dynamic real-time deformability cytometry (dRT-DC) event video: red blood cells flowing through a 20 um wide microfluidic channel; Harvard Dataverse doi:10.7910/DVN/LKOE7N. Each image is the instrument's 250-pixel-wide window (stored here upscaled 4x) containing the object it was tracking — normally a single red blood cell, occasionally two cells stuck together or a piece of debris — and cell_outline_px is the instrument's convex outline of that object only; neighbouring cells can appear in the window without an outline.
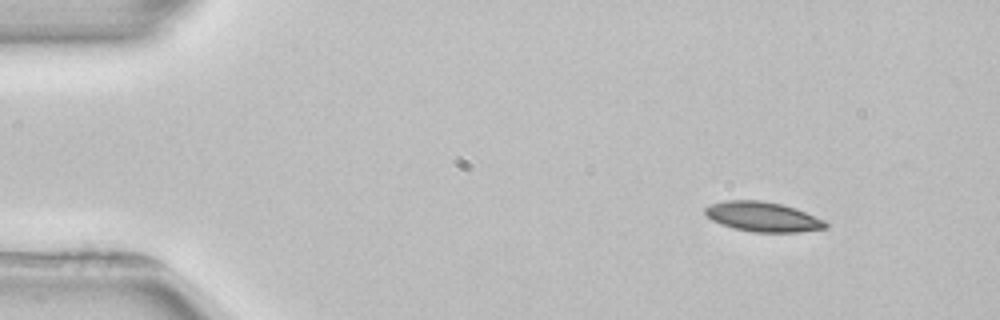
{"species": "common noctule bat (a hibernating species)", "species_latin": "Nyctalus noctula", "temperature_condition": "room temperature", "stored_images_in_passage": 6, "camera_frame_rate_fps": 3000, "um_per_image_px": 0.085, "animal": {"sex": "female", "body_mass_g": 22.7, "forearm_length_mm": 54.2}, "frame": {"image": 1, "passage_image": 1, "time_ms": 0.0, "image_size_px": [1000, 320], "cell_outline_px": [[828, 228], [800, 232], [752, 232], [732, 228], [720, 224], [712, 220], [704, 212], [704, 208], [708, 204], [724, 200], [760, 200], [780, 204], [796, 208], [824, 220], [828, 224]], "centroid_in_image_um": [64.82, 18.42], "position_along_channel_um": 20.2, "area_um2": 21.1}}